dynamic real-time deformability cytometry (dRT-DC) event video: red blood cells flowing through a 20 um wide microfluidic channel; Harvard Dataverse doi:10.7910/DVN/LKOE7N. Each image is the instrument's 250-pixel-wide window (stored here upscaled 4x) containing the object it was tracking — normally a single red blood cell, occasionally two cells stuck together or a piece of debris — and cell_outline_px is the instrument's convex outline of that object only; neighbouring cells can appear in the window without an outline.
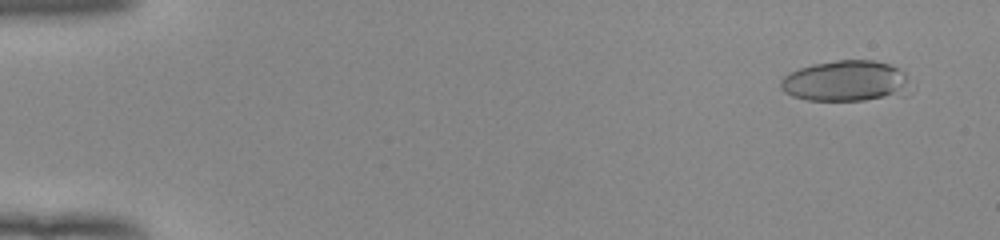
{"species": "human", "species_latin": "Homo sapiens", "temperature_condition": "room temperature", "stored_images_in_passage": 52, "camera_frame_rate_fps": 3000, "um_per_image_px": 0.085, "donor": {"sex": "female"}, "frame": {"image": 1, "passage_image": 1, "time_ms": 0.0, "image_size_px": [1000, 240], "cell_outline_px": [[912, 92], [904, 96], [864, 100], [808, 100], [792, 96], [784, 92], [780, 88], [780, 80], [788, 72], [812, 64], [836, 60], [872, 60], [888, 64], [900, 68], [904, 72]], "centroid_in_image_um": [71.93, 6.9], "position_along_channel_um": 13.1, "area_um2": 31.39}}
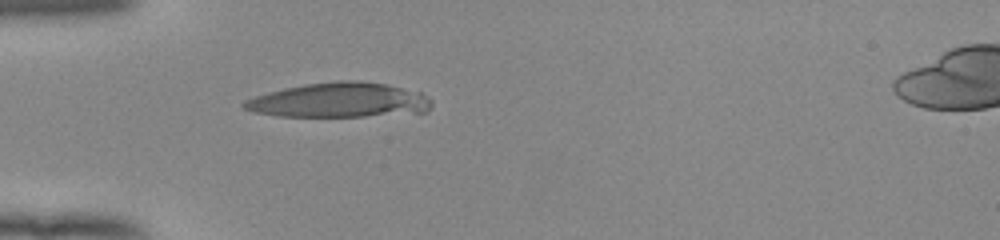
{"frame": {"image": 2, "passage_image": 15, "time_ms": 4.667, "image_size_px": [1000, 240], "cell_outline_px": [[432, 108], [428, 112], [364, 116], [276, 116], [252, 112], [244, 108], [240, 104], [244, 100], [268, 92], [284, 88], [304, 84], [336, 80], [360, 80], [388, 84], [420, 92], [432, 100]], "centroid_in_image_um": [28.85, 8.51], "position_along_channel_um": 56.1, "area_um2": 38.32}}